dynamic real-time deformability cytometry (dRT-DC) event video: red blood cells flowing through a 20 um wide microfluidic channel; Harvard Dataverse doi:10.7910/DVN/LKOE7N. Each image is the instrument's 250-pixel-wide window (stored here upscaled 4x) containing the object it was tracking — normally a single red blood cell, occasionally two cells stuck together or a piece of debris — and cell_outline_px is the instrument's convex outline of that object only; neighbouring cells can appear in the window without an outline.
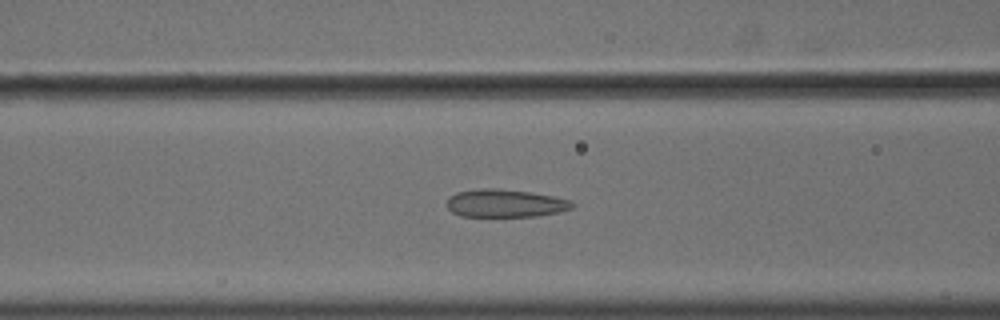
{"species": "common noctule bat (a hibernating species)", "species_latin": "Nyctalus noctula", "temperature_condition": "cold", "stored_images_in_passage": 56, "camera_frame_rate_fps": 3000, "um_per_image_px": 0.085, "animal": {"sex": "male", "body_mass_g": 18.8}, "frame": {"image": 1, "passage_image": 24, "time_ms": 7.667, "image_size_px": [1000, 320], "cell_outline_px": [[576, 204], [572, 208], [560, 212], [536, 216], [460, 216], [452, 212], [444, 204], [456, 192], [480, 188], [496, 188], [532, 192], [572, 200]], "centroid_in_image_um": [42.96, 17.27], "position_along_channel_um": 123.6, "area_um2": 20.52}}
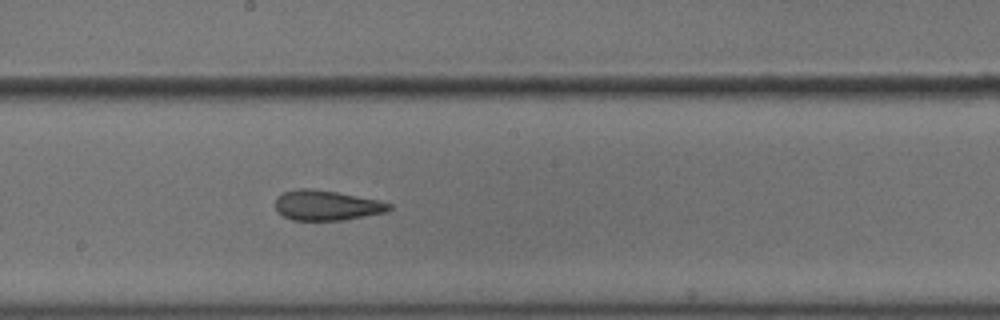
{"frame": {"image": 2, "passage_image": 32, "time_ms": 10.333, "image_size_px": [1000, 320], "cell_outline_px": [[392, 208], [384, 212], [344, 220], [292, 220], [276, 212], [276, 200], [284, 192], [300, 188], [312, 188], [336, 192], [376, 200], [392, 204]], "centroid_in_image_um": [27.73, 17.46], "position_along_channel_um": 220.5, "area_um2": 19.65}}
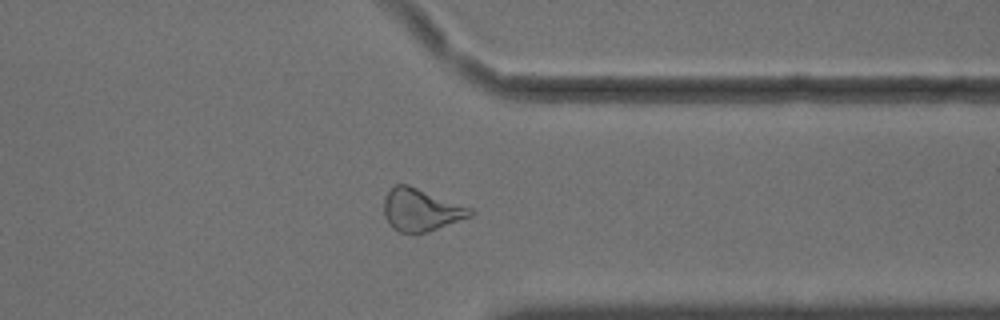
{"frame": {"image": 3, "passage_image": 45, "time_ms": 14.667, "image_size_px": [1000, 320], "cell_outline_px": [[476, 212], [472, 216], [428, 232], [416, 236], [412, 236], [400, 232], [392, 228], [384, 216], [384, 196], [396, 184], [408, 184], [472, 208]], "centroid_in_image_um": [35.78, 17.88], "position_along_channel_um": 375.6, "area_um2": 21.79}, "authors_computed_cell_mechanics": {"area_um2": 22.4264, "velocity_mm_per_s": 3.6194, "shape_relaxation_time_tau1_ms": null, "shape_relaxation_time_tau2_ms": 2.9504, "deformation_change_tau1": null, "deformation_change_tau2": 0.0933}}